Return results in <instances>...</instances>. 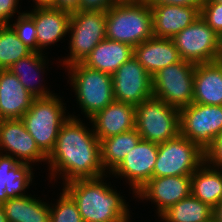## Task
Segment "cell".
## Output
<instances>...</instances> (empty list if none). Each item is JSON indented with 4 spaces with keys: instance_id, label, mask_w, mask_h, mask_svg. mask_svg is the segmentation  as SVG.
I'll return each instance as SVG.
<instances>
[{
    "instance_id": "obj_23",
    "label": "cell",
    "mask_w": 222,
    "mask_h": 222,
    "mask_svg": "<svg viewBox=\"0 0 222 222\" xmlns=\"http://www.w3.org/2000/svg\"><path fill=\"white\" fill-rule=\"evenodd\" d=\"M193 103L222 105V61L195 64Z\"/></svg>"
},
{
    "instance_id": "obj_35",
    "label": "cell",
    "mask_w": 222,
    "mask_h": 222,
    "mask_svg": "<svg viewBox=\"0 0 222 222\" xmlns=\"http://www.w3.org/2000/svg\"><path fill=\"white\" fill-rule=\"evenodd\" d=\"M117 0H78V11L107 12Z\"/></svg>"
},
{
    "instance_id": "obj_4",
    "label": "cell",
    "mask_w": 222,
    "mask_h": 222,
    "mask_svg": "<svg viewBox=\"0 0 222 222\" xmlns=\"http://www.w3.org/2000/svg\"><path fill=\"white\" fill-rule=\"evenodd\" d=\"M65 68L67 70L65 72L68 73V83L70 81L77 104L87 120L115 100L112 75L91 69L83 63Z\"/></svg>"
},
{
    "instance_id": "obj_37",
    "label": "cell",
    "mask_w": 222,
    "mask_h": 222,
    "mask_svg": "<svg viewBox=\"0 0 222 222\" xmlns=\"http://www.w3.org/2000/svg\"><path fill=\"white\" fill-rule=\"evenodd\" d=\"M51 7L73 12L78 9V0H55Z\"/></svg>"
},
{
    "instance_id": "obj_30",
    "label": "cell",
    "mask_w": 222,
    "mask_h": 222,
    "mask_svg": "<svg viewBox=\"0 0 222 222\" xmlns=\"http://www.w3.org/2000/svg\"><path fill=\"white\" fill-rule=\"evenodd\" d=\"M55 203H50V222H83L75 200L64 188Z\"/></svg>"
},
{
    "instance_id": "obj_9",
    "label": "cell",
    "mask_w": 222,
    "mask_h": 222,
    "mask_svg": "<svg viewBox=\"0 0 222 222\" xmlns=\"http://www.w3.org/2000/svg\"><path fill=\"white\" fill-rule=\"evenodd\" d=\"M180 134L204 153L222 133V105L192 103L179 109Z\"/></svg>"
},
{
    "instance_id": "obj_36",
    "label": "cell",
    "mask_w": 222,
    "mask_h": 222,
    "mask_svg": "<svg viewBox=\"0 0 222 222\" xmlns=\"http://www.w3.org/2000/svg\"><path fill=\"white\" fill-rule=\"evenodd\" d=\"M149 6H160V5H178L185 7H194L201 11L205 0H144Z\"/></svg>"
},
{
    "instance_id": "obj_31",
    "label": "cell",
    "mask_w": 222,
    "mask_h": 222,
    "mask_svg": "<svg viewBox=\"0 0 222 222\" xmlns=\"http://www.w3.org/2000/svg\"><path fill=\"white\" fill-rule=\"evenodd\" d=\"M18 38L33 52H38L37 32L34 20L25 12L9 24Z\"/></svg>"
},
{
    "instance_id": "obj_20",
    "label": "cell",
    "mask_w": 222,
    "mask_h": 222,
    "mask_svg": "<svg viewBox=\"0 0 222 222\" xmlns=\"http://www.w3.org/2000/svg\"><path fill=\"white\" fill-rule=\"evenodd\" d=\"M33 164L18 162L12 156L0 154V203L9 198L25 196L34 180Z\"/></svg>"
},
{
    "instance_id": "obj_22",
    "label": "cell",
    "mask_w": 222,
    "mask_h": 222,
    "mask_svg": "<svg viewBox=\"0 0 222 222\" xmlns=\"http://www.w3.org/2000/svg\"><path fill=\"white\" fill-rule=\"evenodd\" d=\"M46 57L44 53L32 52L30 55L20 58L8 68L35 98L50 97L55 94L42 83L45 80L43 78L46 72L45 69L49 66V60L47 61Z\"/></svg>"
},
{
    "instance_id": "obj_26",
    "label": "cell",
    "mask_w": 222,
    "mask_h": 222,
    "mask_svg": "<svg viewBox=\"0 0 222 222\" xmlns=\"http://www.w3.org/2000/svg\"><path fill=\"white\" fill-rule=\"evenodd\" d=\"M191 194L214 209L222 200V170L204 162L191 175Z\"/></svg>"
},
{
    "instance_id": "obj_8",
    "label": "cell",
    "mask_w": 222,
    "mask_h": 222,
    "mask_svg": "<svg viewBox=\"0 0 222 222\" xmlns=\"http://www.w3.org/2000/svg\"><path fill=\"white\" fill-rule=\"evenodd\" d=\"M205 162V153L188 138L178 134L158 144L153 178L191 176Z\"/></svg>"
},
{
    "instance_id": "obj_1",
    "label": "cell",
    "mask_w": 222,
    "mask_h": 222,
    "mask_svg": "<svg viewBox=\"0 0 222 222\" xmlns=\"http://www.w3.org/2000/svg\"><path fill=\"white\" fill-rule=\"evenodd\" d=\"M61 126L55 147L47 157L49 178L62 184L76 179L98 178L107 174L101 162L100 140L74 114ZM56 178V179H55Z\"/></svg>"
},
{
    "instance_id": "obj_33",
    "label": "cell",
    "mask_w": 222,
    "mask_h": 222,
    "mask_svg": "<svg viewBox=\"0 0 222 222\" xmlns=\"http://www.w3.org/2000/svg\"><path fill=\"white\" fill-rule=\"evenodd\" d=\"M205 162L210 167L222 170V133L214 139L213 145L205 152Z\"/></svg>"
},
{
    "instance_id": "obj_21",
    "label": "cell",
    "mask_w": 222,
    "mask_h": 222,
    "mask_svg": "<svg viewBox=\"0 0 222 222\" xmlns=\"http://www.w3.org/2000/svg\"><path fill=\"white\" fill-rule=\"evenodd\" d=\"M134 57L151 76L159 70L182 60L172 39L156 37L135 46Z\"/></svg>"
},
{
    "instance_id": "obj_13",
    "label": "cell",
    "mask_w": 222,
    "mask_h": 222,
    "mask_svg": "<svg viewBox=\"0 0 222 222\" xmlns=\"http://www.w3.org/2000/svg\"><path fill=\"white\" fill-rule=\"evenodd\" d=\"M158 154V143L140 140L124 160L109 174L124 178L135 195L151 178Z\"/></svg>"
},
{
    "instance_id": "obj_10",
    "label": "cell",
    "mask_w": 222,
    "mask_h": 222,
    "mask_svg": "<svg viewBox=\"0 0 222 222\" xmlns=\"http://www.w3.org/2000/svg\"><path fill=\"white\" fill-rule=\"evenodd\" d=\"M195 64L181 60L152 76L153 97L182 108L193 103Z\"/></svg>"
},
{
    "instance_id": "obj_17",
    "label": "cell",
    "mask_w": 222,
    "mask_h": 222,
    "mask_svg": "<svg viewBox=\"0 0 222 222\" xmlns=\"http://www.w3.org/2000/svg\"><path fill=\"white\" fill-rule=\"evenodd\" d=\"M136 106L114 100L89 119L94 134L101 141L135 128Z\"/></svg>"
},
{
    "instance_id": "obj_7",
    "label": "cell",
    "mask_w": 222,
    "mask_h": 222,
    "mask_svg": "<svg viewBox=\"0 0 222 222\" xmlns=\"http://www.w3.org/2000/svg\"><path fill=\"white\" fill-rule=\"evenodd\" d=\"M135 129L142 140L162 143L180 134L179 108L151 97L136 105Z\"/></svg>"
},
{
    "instance_id": "obj_11",
    "label": "cell",
    "mask_w": 222,
    "mask_h": 222,
    "mask_svg": "<svg viewBox=\"0 0 222 222\" xmlns=\"http://www.w3.org/2000/svg\"><path fill=\"white\" fill-rule=\"evenodd\" d=\"M171 39L182 60L201 64L220 59L222 38L201 16Z\"/></svg>"
},
{
    "instance_id": "obj_19",
    "label": "cell",
    "mask_w": 222,
    "mask_h": 222,
    "mask_svg": "<svg viewBox=\"0 0 222 222\" xmlns=\"http://www.w3.org/2000/svg\"><path fill=\"white\" fill-rule=\"evenodd\" d=\"M152 11L153 37L171 39L198 17L200 11L194 7L178 5L150 6Z\"/></svg>"
},
{
    "instance_id": "obj_5",
    "label": "cell",
    "mask_w": 222,
    "mask_h": 222,
    "mask_svg": "<svg viewBox=\"0 0 222 222\" xmlns=\"http://www.w3.org/2000/svg\"><path fill=\"white\" fill-rule=\"evenodd\" d=\"M64 105L61 96L56 93L50 97L35 98L21 118L38 148L47 157L55 147L61 126L70 117Z\"/></svg>"
},
{
    "instance_id": "obj_39",
    "label": "cell",
    "mask_w": 222,
    "mask_h": 222,
    "mask_svg": "<svg viewBox=\"0 0 222 222\" xmlns=\"http://www.w3.org/2000/svg\"><path fill=\"white\" fill-rule=\"evenodd\" d=\"M35 4L33 7H51L55 0H32Z\"/></svg>"
},
{
    "instance_id": "obj_38",
    "label": "cell",
    "mask_w": 222,
    "mask_h": 222,
    "mask_svg": "<svg viewBox=\"0 0 222 222\" xmlns=\"http://www.w3.org/2000/svg\"><path fill=\"white\" fill-rule=\"evenodd\" d=\"M213 218L216 220V222H222V200L213 209Z\"/></svg>"
},
{
    "instance_id": "obj_6",
    "label": "cell",
    "mask_w": 222,
    "mask_h": 222,
    "mask_svg": "<svg viewBox=\"0 0 222 222\" xmlns=\"http://www.w3.org/2000/svg\"><path fill=\"white\" fill-rule=\"evenodd\" d=\"M68 36L70 52L60 60L63 67L83 63L96 45L106 38V12H71Z\"/></svg>"
},
{
    "instance_id": "obj_40",
    "label": "cell",
    "mask_w": 222,
    "mask_h": 222,
    "mask_svg": "<svg viewBox=\"0 0 222 222\" xmlns=\"http://www.w3.org/2000/svg\"><path fill=\"white\" fill-rule=\"evenodd\" d=\"M0 222H8L4 209L2 207V203H0Z\"/></svg>"
},
{
    "instance_id": "obj_28",
    "label": "cell",
    "mask_w": 222,
    "mask_h": 222,
    "mask_svg": "<svg viewBox=\"0 0 222 222\" xmlns=\"http://www.w3.org/2000/svg\"><path fill=\"white\" fill-rule=\"evenodd\" d=\"M213 217V208L192 194L180 200L159 217L163 222H207Z\"/></svg>"
},
{
    "instance_id": "obj_24",
    "label": "cell",
    "mask_w": 222,
    "mask_h": 222,
    "mask_svg": "<svg viewBox=\"0 0 222 222\" xmlns=\"http://www.w3.org/2000/svg\"><path fill=\"white\" fill-rule=\"evenodd\" d=\"M134 56V47L105 38L98 43L83 62L87 67L113 75Z\"/></svg>"
},
{
    "instance_id": "obj_34",
    "label": "cell",
    "mask_w": 222,
    "mask_h": 222,
    "mask_svg": "<svg viewBox=\"0 0 222 222\" xmlns=\"http://www.w3.org/2000/svg\"><path fill=\"white\" fill-rule=\"evenodd\" d=\"M19 0H0V25L13 23L14 15H22L24 12L18 11Z\"/></svg>"
},
{
    "instance_id": "obj_12",
    "label": "cell",
    "mask_w": 222,
    "mask_h": 222,
    "mask_svg": "<svg viewBox=\"0 0 222 222\" xmlns=\"http://www.w3.org/2000/svg\"><path fill=\"white\" fill-rule=\"evenodd\" d=\"M114 99L133 105L153 97L152 76L133 56L112 75Z\"/></svg>"
},
{
    "instance_id": "obj_41",
    "label": "cell",
    "mask_w": 222,
    "mask_h": 222,
    "mask_svg": "<svg viewBox=\"0 0 222 222\" xmlns=\"http://www.w3.org/2000/svg\"><path fill=\"white\" fill-rule=\"evenodd\" d=\"M117 1H144V0H117Z\"/></svg>"
},
{
    "instance_id": "obj_27",
    "label": "cell",
    "mask_w": 222,
    "mask_h": 222,
    "mask_svg": "<svg viewBox=\"0 0 222 222\" xmlns=\"http://www.w3.org/2000/svg\"><path fill=\"white\" fill-rule=\"evenodd\" d=\"M141 140V136L134 128L133 130L113 135L102 139L101 145V162L104 170L110 174L136 147Z\"/></svg>"
},
{
    "instance_id": "obj_2",
    "label": "cell",
    "mask_w": 222,
    "mask_h": 222,
    "mask_svg": "<svg viewBox=\"0 0 222 222\" xmlns=\"http://www.w3.org/2000/svg\"><path fill=\"white\" fill-rule=\"evenodd\" d=\"M107 177L76 179L63 185L75 200L83 222H130V206L116 187L104 182Z\"/></svg>"
},
{
    "instance_id": "obj_42",
    "label": "cell",
    "mask_w": 222,
    "mask_h": 222,
    "mask_svg": "<svg viewBox=\"0 0 222 222\" xmlns=\"http://www.w3.org/2000/svg\"><path fill=\"white\" fill-rule=\"evenodd\" d=\"M207 222H216V220L212 217L210 220H208Z\"/></svg>"
},
{
    "instance_id": "obj_15",
    "label": "cell",
    "mask_w": 222,
    "mask_h": 222,
    "mask_svg": "<svg viewBox=\"0 0 222 222\" xmlns=\"http://www.w3.org/2000/svg\"><path fill=\"white\" fill-rule=\"evenodd\" d=\"M191 194V176L151 178L134 196L151 201L159 217L168 208ZM136 196V197H135Z\"/></svg>"
},
{
    "instance_id": "obj_16",
    "label": "cell",
    "mask_w": 222,
    "mask_h": 222,
    "mask_svg": "<svg viewBox=\"0 0 222 222\" xmlns=\"http://www.w3.org/2000/svg\"><path fill=\"white\" fill-rule=\"evenodd\" d=\"M35 23L38 52L66 38L69 32L71 12L52 7H34L26 12Z\"/></svg>"
},
{
    "instance_id": "obj_32",
    "label": "cell",
    "mask_w": 222,
    "mask_h": 222,
    "mask_svg": "<svg viewBox=\"0 0 222 222\" xmlns=\"http://www.w3.org/2000/svg\"><path fill=\"white\" fill-rule=\"evenodd\" d=\"M200 16L222 38V4L205 0Z\"/></svg>"
},
{
    "instance_id": "obj_14",
    "label": "cell",
    "mask_w": 222,
    "mask_h": 222,
    "mask_svg": "<svg viewBox=\"0 0 222 222\" xmlns=\"http://www.w3.org/2000/svg\"><path fill=\"white\" fill-rule=\"evenodd\" d=\"M0 154L23 163L47 162V156L38 148L21 119L0 120Z\"/></svg>"
},
{
    "instance_id": "obj_43",
    "label": "cell",
    "mask_w": 222,
    "mask_h": 222,
    "mask_svg": "<svg viewBox=\"0 0 222 222\" xmlns=\"http://www.w3.org/2000/svg\"><path fill=\"white\" fill-rule=\"evenodd\" d=\"M219 60L222 61V43H221V56Z\"/></svg>"
},
{
    "instance_id": "obj_44",
    "label": "cell",
    "mask_w": 222,
    "mask_h": 222,
    "mask_svg": "<svg viewBox=\"0 0 222 222\" xmlns=\"http://www.w3.org/2000/svg\"><path fill=\"white\" fill-rule=\"evenodd\" d=\"M216 2H219V3H221L222 4V0H215Z\"/></svg>"
},
{
    "instance_id": "obj_29",
    "label": "cell",
    "mask_w": 222,
    "mask_h": 222,
    "mask_svg": "<svg viewBox=\"0 0 222 222\" xmlns=\"http://www.w3.org/2000/svg\"><path fill=\"white\" fill-rule=\"evenodd\" d=\"M29 49L9 24L0 25V70L8 69L20 58L30 55Z\"/></svg>"
},
{
    "instance_id": "obj_18",
    "label": "cell",
    "mask_w": 222,
    "mask_h": 222,
    "mask_svg": "<svg viewBox=\"0 0 222 222\" xmlns=\"http://www.w3.org/2000/svg\"><path fill=\"white\" fill-rule=\"evenodd\" d=\"M35 97L8 69L0 70V119H21Z\"/></svg>"
},
{
    "instance_id": "obj_25",
    "label": "cell",
    "mask_w": 222,
    "mask_h": 222,
    "mask_svg": "<svg viewBox=\"0 0 222 222\" xmlns=\"http://www.w3.org/2000/svg\"><path fill=\"white\" fill-rule=\"evenodd\" d=\"M33 196V197H32ZM25 195L9 198L2 203L8 222H50L51 211L49 202Z\"/></svg>"
},
{
    "instance_id": "obj_3",
    "label": "cell",
    "mask_w": 222,
    "mask_h": 222,
    "mask_svg": "<svg viewBox=\"0 0 222 222\" xmlns=\"http://www.w3.org/2000/svg\"><path fill=\"white\" fill-rule=\"evenodd\" d=\"M153 37L151 7L145 1H118L106 12V38L132 47Z\"/></svg>"
}]
</instances>
